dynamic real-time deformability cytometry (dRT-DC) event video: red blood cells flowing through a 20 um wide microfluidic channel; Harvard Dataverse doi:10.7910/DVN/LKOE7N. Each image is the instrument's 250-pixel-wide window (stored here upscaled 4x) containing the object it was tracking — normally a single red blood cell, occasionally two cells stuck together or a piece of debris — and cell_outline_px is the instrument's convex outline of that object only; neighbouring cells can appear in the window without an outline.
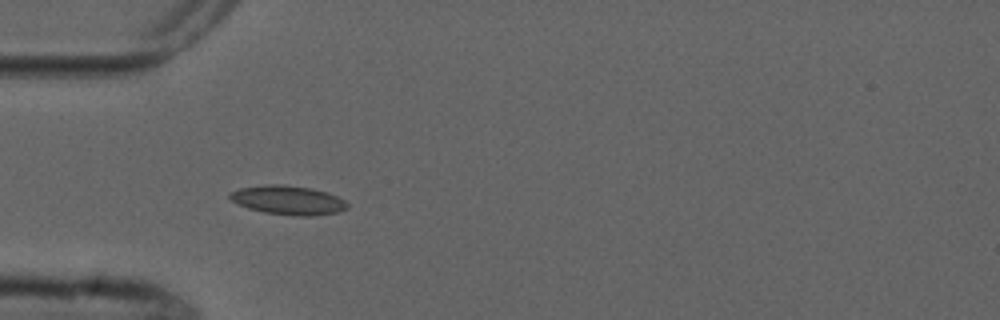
{"species": "common noctule bat (a hibernating species)", "species_latin": "Nyctalus noctula", "temperature_condition": "cold", "stored_images_in_passage": 9, "camera_frame_rate_fps": 3000, "um_per_image_px": 0.085, "animal": {"sex": "male", "forearm_length_mm": 52.5}, "frame": {"image": 1, "passage_image": 4, "time_ms": 5.333, "image_size_px": [1000, 320], "cell_outline_px": [[348, 208], [336, 212], [316, 216], [292, 216], [264, 212], [248, 208], [232, 200], [228, 196], [232, 192], [240, 188], [264, 184], [280, 184], [312, 188], [328, 192], [344, 200], [348, 204]], "centroid_in_image_um": [24.52, 17.01], "position_along_channel_um": 60.5, "area_um2": 19.88}}
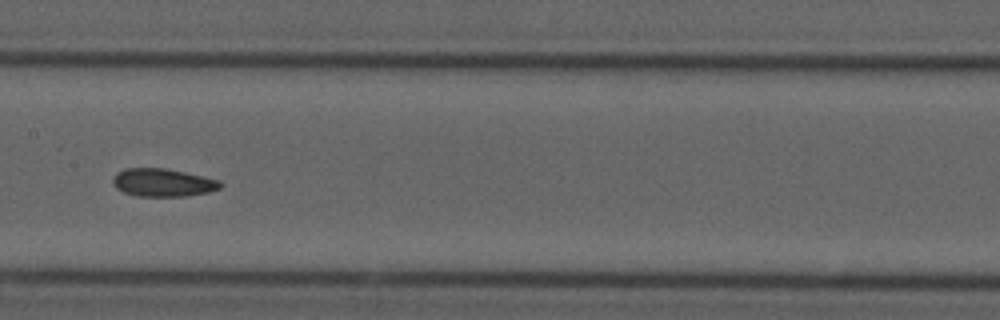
{"frame": {"image": 2, "passage_image": 7, "time_ms": 9.0, "image_size_px": [1000, 320], "cell_outline_px": [[224, 184], [220, 188], [208, 192], [184, 196], [136, 196], [124, 192], [116, 188], [112, 184], [112, 180], [116, 172], [124, 168], [164, 168], [184, 172], [220, 180]], "centroid_in_image_um": [13.82, 15.51], "position_along_channel_um": 193.6, "area_um2": 17.57}}
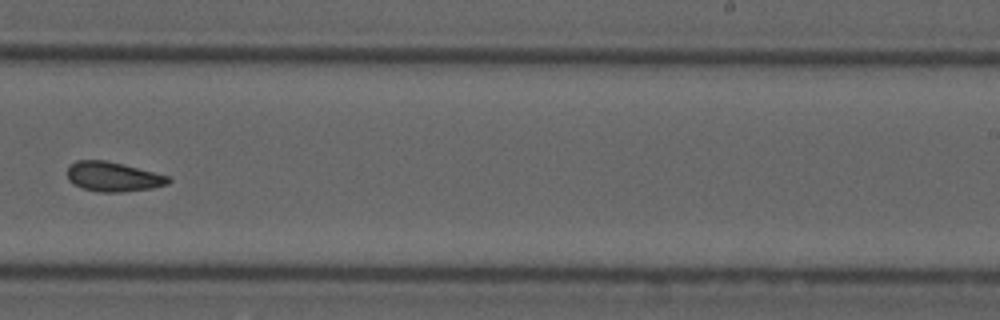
{"frame": {"image": 3, "passage_image": 9, "time_ms": 11.333, "image_size_px": [1000, 320], "cell_outline_px": [[172, 180], [168, 184], [152, 188], [124, 192], [96, 192], [72, 184], [68, 180], [68, 168], [76, 160], [104, 160], [168, 176]], "centroid_in_image_um": [9.59, 15.04], "position_along_channel_um": 279.4, "area_um2": 17.22}}